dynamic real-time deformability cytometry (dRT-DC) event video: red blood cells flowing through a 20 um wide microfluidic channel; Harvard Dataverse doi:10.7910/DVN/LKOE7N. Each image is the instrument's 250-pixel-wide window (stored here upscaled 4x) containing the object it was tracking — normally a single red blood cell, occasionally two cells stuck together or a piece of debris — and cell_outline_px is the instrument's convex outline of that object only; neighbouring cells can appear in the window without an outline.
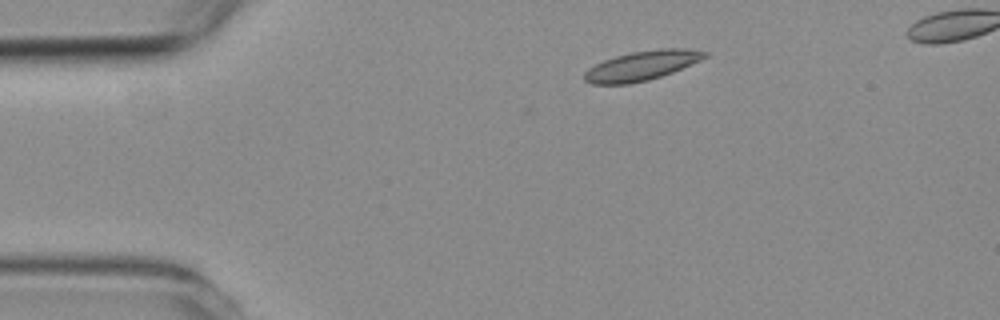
{"species": "common noctule bat (a hibernating species)", "species_latin": "Nyctalus noctula", "temperature_condition": "room temperature", "stored_images_in_passage": 5, "camera_frame_rate_fps": 3000, "um_per_image_px": 0.085, "animal": {"sex": "female", "body_mass_g": 19.3, "forearm_length_mm": 54.1}, "frame": {"image": 1, "passage_image": 1, "time_ms": 0.0, "image_size_px": [1000, 320], "cell_outline_px": [[708, 56], [700, 60], [672, 72], [648, 80], [628, 84], [592, 84], [584, 80], [584, 72], [588, 68], [604, 60], [616, 56], [632, 52], [660, 48], [688, 48], [708, 52]], "centroid_in_image_um": [54.55, 5.57], "position_along_channel_um": 30.5, "area_um2": 20.58}}
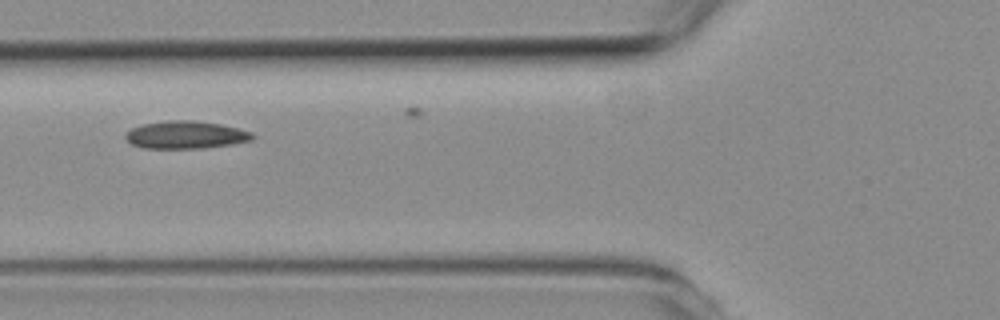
{"frame": {"image": 2, "passage_image": 4, "time_ms": 3.333, "image_size_px": [1000, 320], "cell_outline_px": [[256, 136], [252, 140], [232, 144], [204, 148], [144, 148], [132, 144], [124, 136], [124, 132], [140, 124], [168, 120], [192, 120], [220, 124], [252, 132]], "centroid_in_image_um": [15.77, 11.46], "position_along_channel_um": 110.0, "area_um2": 20.52}}
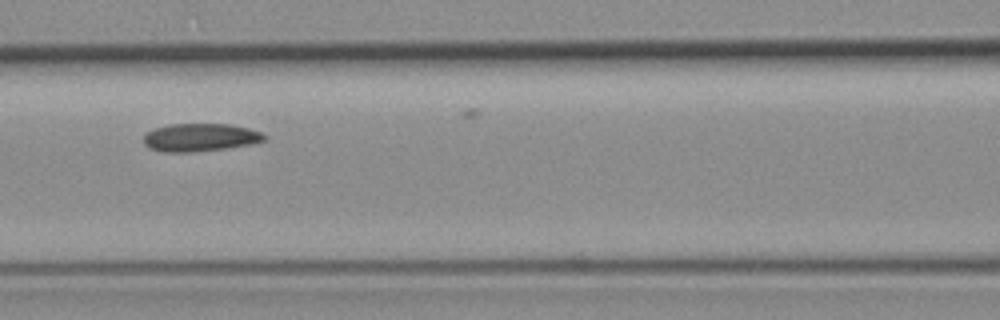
{"frame": {"image": 3, "passage_image": 5, "time_ms": 4.333, "image_size_px": [1000, 320], "cell_outline_px": [[268, 136], [264, 140], [248, 144], [224, 148], [192, 152], [164, 152], [148, 148], [144, 144], [144, 136], [148, 132], [156, 128], [168, 124], [228, 124], [248, 128], [260, 132]], "centroid_in_image_um": [16.98, 11.68], "position_along_channel_um": 149.6, "area_um2": 19.42}}